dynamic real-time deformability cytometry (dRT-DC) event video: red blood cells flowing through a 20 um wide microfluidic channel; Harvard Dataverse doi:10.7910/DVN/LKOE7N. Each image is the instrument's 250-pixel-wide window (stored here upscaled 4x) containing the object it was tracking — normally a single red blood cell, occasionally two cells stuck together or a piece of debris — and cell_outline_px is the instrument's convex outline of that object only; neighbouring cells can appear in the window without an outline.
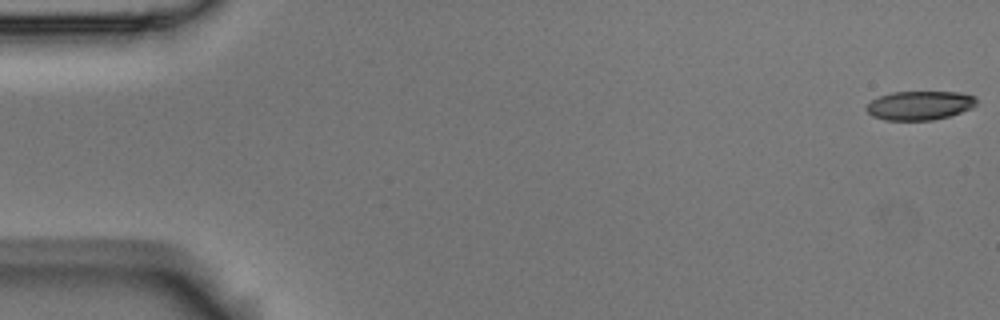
{"species": "Egyptian fruit bat (a non-hibernating species)", "species_latin": "Rousettus aegyptiacus", "temperature_condition": "room temperature", "stored_images_in_passage": 5, "camera_frame_rate_fps": 3000, "um_per_image_px": 0.085, "animal": {"sex": "male"}, "frame": {"image": 1, "passage_image": 1, "time_ms": 0.0, "image_size_px": [1000, 320], "cell_outline_px": [[976, 104], [972, 108], [948, 116], [932, 120], [884, 120], [872, 116], [864, 108], [872, 100], [880, 96], [892, 92], [960, 92], [976, 96]], "centroid_in_image_um": [78.17, 8.96], "position_along_channel_um": 6.8, "area_um2": 18.55}}
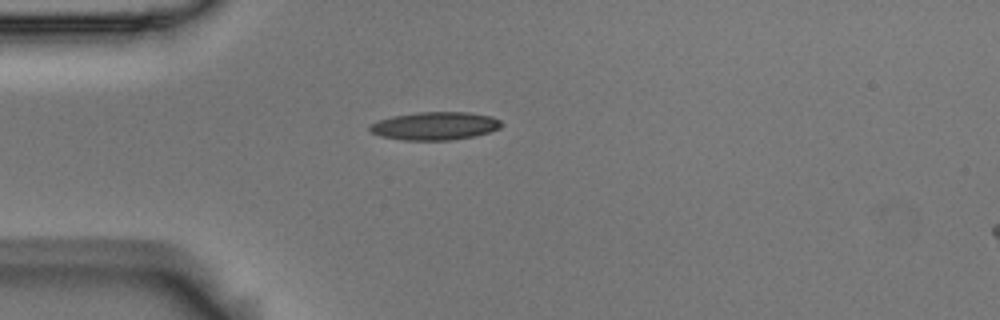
{"frame": {"image": 2, "passage_image": 5, "time_ms": 1.333, "image_size_px": [1000, 320], "cell_outline_px": [[504, 124], [500, 128], [476, 136], [452, 140], [404, 140], [380, 136], [372, 132], [368, 128], [372, 124], [380, 120], [392, 116], [420, 112], [468, 112], [492, 116], [500, 120]], "centroid_in_image_um": [37.02, 10.7], "position_along_channel_um": 48.0, "area_um2": 21.5}}